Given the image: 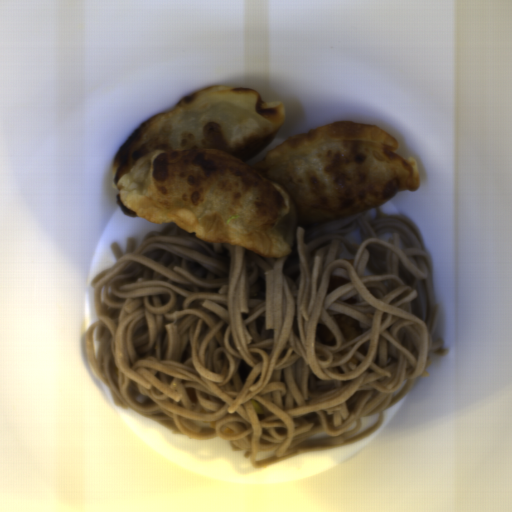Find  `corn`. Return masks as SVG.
Here are the masks:
<instances>
[{
  "instance_id": "51d56268",
  "label": "corn",
  "mask_w": 512,
  "mask_h": 512,
  "mask_svg": "<svg viewBox=\"0 0 512 512\" xmlns=\"http://www.w3.org/2000/svg\"><path fill=\"white\" fill-rule=\"evenodd\" d=\"M255 414H260L262 412V408L257 404L255 400H251L250 402Z\"/></svg>"
}]
</instances>
